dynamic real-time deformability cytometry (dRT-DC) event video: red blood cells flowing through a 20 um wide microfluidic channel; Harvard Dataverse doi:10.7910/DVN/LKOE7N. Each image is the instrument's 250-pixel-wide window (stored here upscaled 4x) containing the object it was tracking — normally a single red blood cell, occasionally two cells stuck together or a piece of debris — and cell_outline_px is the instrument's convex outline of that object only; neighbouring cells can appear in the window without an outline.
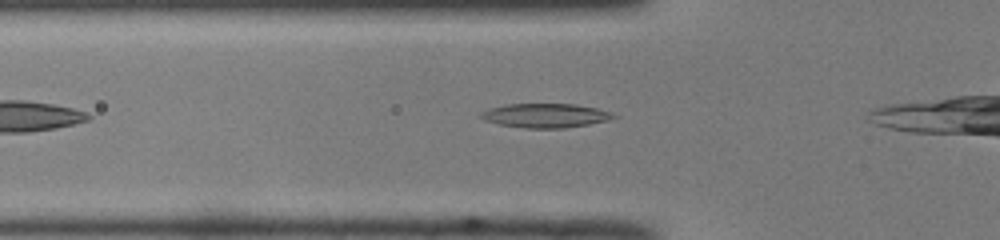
{"species": "common noctule bat (a hibernating species)", "species_latin": "Nyctalus noctula", "temperature_condition": "room temperature", "stored_images_in_passage": 28, "camera_frame_rate_fps": 3000, "um_per_image_px": 0.085, "animal": {"sex": "male", "body_mass_g": 19.0, "forearm_length_mm": 50.8}, "frame": {"image": 1, "passage_image": 4, "time_ms": 1.0, "image_size_px": [1000, 240], "cell_outline_px": [[620, 116], [608, 120], [588, 124], [564, 128], [524, 128], [500, 124], [484, 120], [480, 116], [480, 112], [488, 108], [504, 104], [576, 104], [596, 108], [612, 112]], "centroid_in_image_um": [46.36, 9.81], "position_along_channel_um": 79.4, "area_um2": 18.73}}
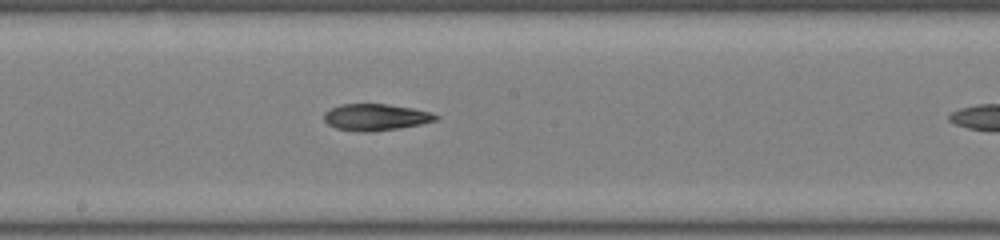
{"frame": {"image": 2, "passage_image": 14, "time_ms": 4.333, "image_size_px": [1000, 240], "cell_outline_px": [[440, 116], [436, 120], [420, 124], [400, 128], [372, 132], [360, 132], [336, 128], [328, 124], [324, 120], [324, 112], [340, 104], [388, 104], [412, 108], [432, 112]], "centroid_in_image_um": [31.94, 9.96], "position_along_channel_um": 216.3, "area_um2": 17.4}}
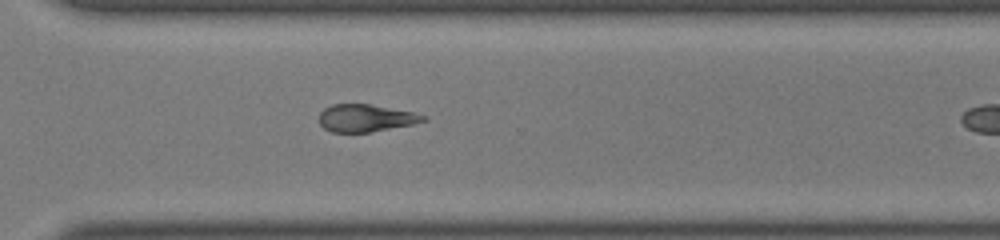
{"frame": {"image": 3, "passage_image": 23, "time_ms": 7.333, "image_size_px": [1000, 240], "cell_outline_px": [[428, 120], [412, 124], [372, 132], [332, 132], [324, 128], [320, 124], [320, 112], [324, 108], [332, 104], [368, 104], [412, 112], [424, 116]], "centroid_in_image_um": [31.05, 10.04], "position_along_channel_um": 339.5, "area_um2": 16.42}}